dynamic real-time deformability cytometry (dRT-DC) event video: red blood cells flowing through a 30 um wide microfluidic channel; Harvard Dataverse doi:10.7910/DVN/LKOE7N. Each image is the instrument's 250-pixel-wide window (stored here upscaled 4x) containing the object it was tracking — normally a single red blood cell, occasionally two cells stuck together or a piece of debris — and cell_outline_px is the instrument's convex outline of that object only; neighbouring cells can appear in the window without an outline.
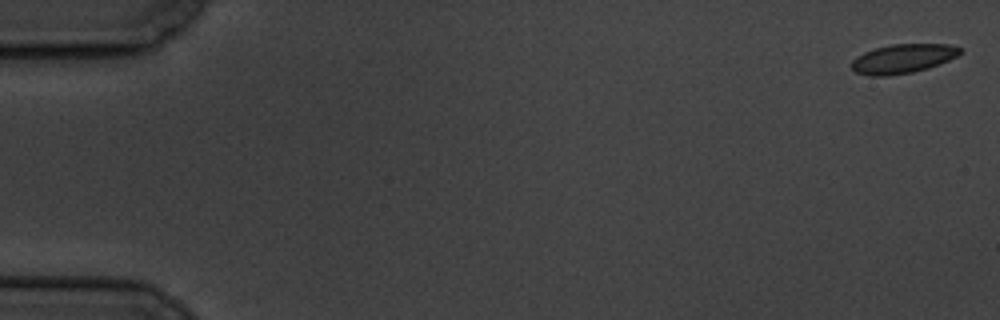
{"species": "common noctule bat (a hibernating species)", "species_latin": "Nyctalus noctula", "temperature_condition": "cold", "stored_images_in_passage": 6, "camera_frame_rate_fps": 3000, "um_per_image_px": 0.085, "animal": {"sex": "male", "body_mass_g": 19.5, "forearm_length_mm": 54.6}, "frame": {"image": 1, "passage_image": 1, "time_ms": 0.0, "image_size_px": [1000, 320], "cell_outline_px": [[960, 52], [956, 56], [940, 64], [928, 68], [912, 72], [888, 76], [872, 76], [856, 72], [852, 68], [852, 60], [856, 56], [864, 52], [876, 48], [892, 44], [948, 44], [960, 48]], "centroid_in_image_um": [76.72, 4.99], "position_along_channel_um": 8.3, "area_um2": 18.26}}
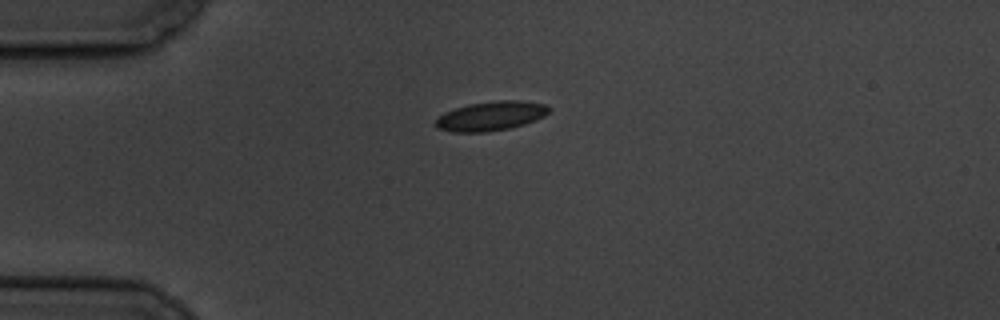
{"frame": {"image": 2, "passage_image": 5, "time_ms": 4.667, "image_size_px": [1000, 320], "cell_outline_px": [[548, 112], [544, 116], [536, 120], [512, 128], [488, 132], [452, 132], [436, 128], [436, 120], [444, 112], [468, 104], [496, 100], [520, 100], [544, 104], [548, 108]], "centroid_in_image_um": [41.71, 9.87], "position_along_channel_um": 43.3, "area_um2": 19.36}}